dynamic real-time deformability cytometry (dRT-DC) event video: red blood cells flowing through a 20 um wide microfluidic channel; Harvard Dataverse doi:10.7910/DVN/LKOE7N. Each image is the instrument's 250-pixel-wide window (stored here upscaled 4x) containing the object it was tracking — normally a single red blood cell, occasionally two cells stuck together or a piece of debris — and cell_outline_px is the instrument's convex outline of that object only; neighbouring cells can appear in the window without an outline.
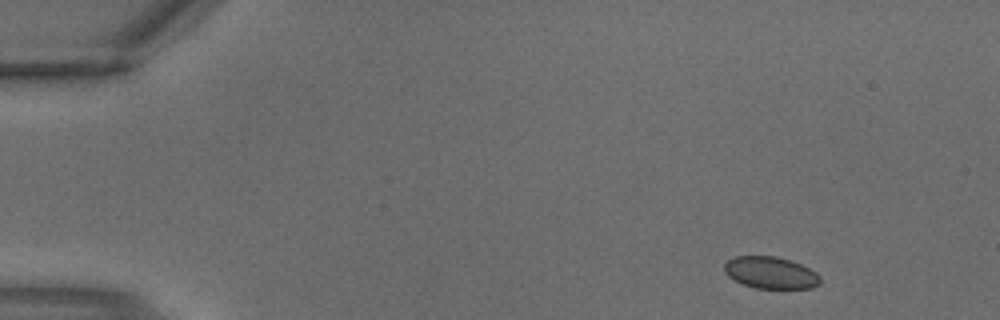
{"species": "common noctule bat (a hibernating species)", "species_latin": "Nyctalus noctula", "temperature_condition": "warm", "stored_images_in_passage": 4, "camera_frame_rate_fps": 3000, "um_per_image_px": 0.085, "animal": {"sex": "male", "body_mass_g": 18.8}, "frame": {"image": 1, "passage_image": 1, "time_ms": 0.0, "image_size_px": [1000, 320], "cell_outline_px": [[820, 284], [812, 288], [756, 288], [744, 284], [728, 276], [724, 272], [724, 264], [728, 260], [736, 256], [776, 256], [800, 264], [816, 272], [820, 276]], "centroid_in_image_um": [65.5, 23.18], "position_along_channel_um": 19.5, "area_um2": 17.69}}